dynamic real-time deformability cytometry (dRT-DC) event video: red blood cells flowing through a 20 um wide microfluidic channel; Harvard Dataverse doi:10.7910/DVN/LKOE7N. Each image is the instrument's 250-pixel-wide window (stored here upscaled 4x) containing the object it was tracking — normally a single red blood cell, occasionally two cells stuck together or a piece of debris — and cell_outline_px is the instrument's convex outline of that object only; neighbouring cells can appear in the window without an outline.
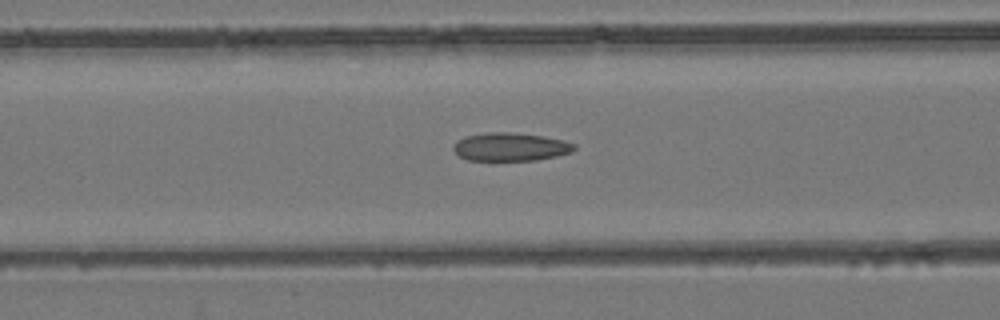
{"species": "common noctule bat (a hibernating species)", "species_latin": "Nyctalus noctula", "temperature_condition": "room temperature", "stored_images_in_passage": 54, "camera_frame_rate_fps": 3000, "um_per_image_px": 0.085, "animal": {"sex": "female", "body_mass_g": 24.6, "forearm_length_mm": 56.2}, "frame": {"image": 1, "passage_image": 22, "time_ms": 7.0, "image_size_px": [1000, 320], "cell_outline_px": [[576, 148], [572, 152], [556, 156], [536, 160], [468, 160], [460, 156], [452, 148], [452, 144], [456, 140], [464, 136], [492, 132], [512, 132], [544, 136], [564, 140], [576, 144]], "centroid_in_image_um": [43.39, 12.47], "position_along_channel_um": 123.2, "area_um2": 20.0}}
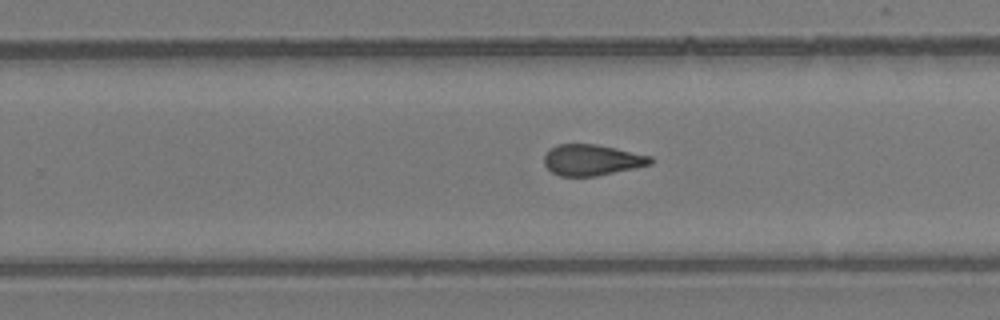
{"frame": {"image": 2, "passage_image": 34, "time_ms": 11.0, "image_size_px": [1000, 320], "cell_outline_px": [[656, 160], [652, 164], [636, 168], [596, 176], [560, 176], [552, 172], [544, 164], [544, 156], [556, 144], [596, 144], [616, 148], [652, 156]], "centroid_in_image_um": [50.36, 13.6], "position_along_channel_um": 279.4, "area_um2": 19.31}}
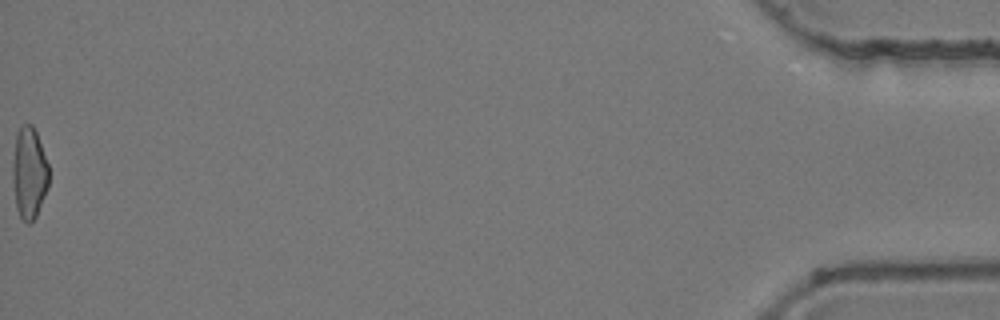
{"frame": {"image": 3, "passage_image": 54, "time_ms": 17.667, "image_size_px": [1000, 320], "cell_outline_px": [[48, 188], [36, 216], [28, 224], [20, 216], [16, 208], [12, 176], [12, 164], [16, 136], [20, 128], [24, 124], [32, 124], [36, 132], [48, 164]], "centroid_in_image_um": [2.47, 14.71], "position_along_channel_um": 432.7, "area_um2": 19.13}, "authors_computed_cell_mechanics": {"area_um2": 19.8832, "velocity_mm_per_s": 3.9123, "shape_relaxation_time_tau1_ms": null, "shape_relaxation_time_tau2_ms": 3.1353, "deformation_change_tau1": null, "deformation_change_tau2": 0.1101}}